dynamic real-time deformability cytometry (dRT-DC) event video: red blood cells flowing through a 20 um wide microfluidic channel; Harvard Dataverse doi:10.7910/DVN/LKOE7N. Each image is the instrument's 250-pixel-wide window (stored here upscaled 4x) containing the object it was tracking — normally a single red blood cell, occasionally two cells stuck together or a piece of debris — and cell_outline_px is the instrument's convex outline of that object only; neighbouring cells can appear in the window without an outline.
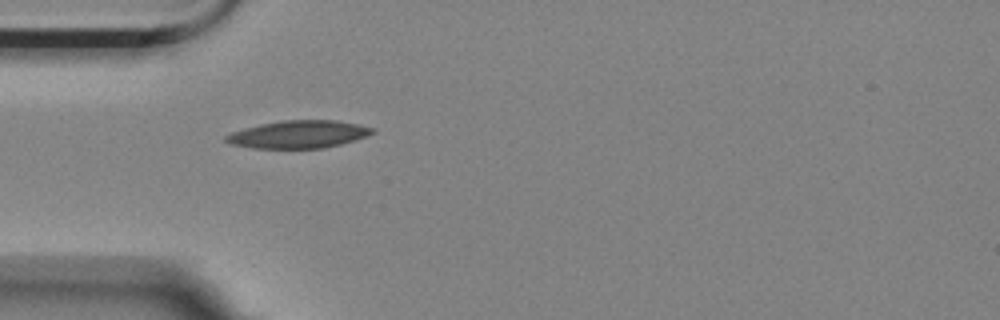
{"species": "Egyptian fruit bat (a non-hibernating species)", "species_latin": "Rousettus aegyptiacus", "temperature_condition": "room temperature", "stored_images_in_passage": 2, "camera_frame_rate_fps": 3000, "um_per_image_px": 0.085, "animal": {"sex": "female"}, "frame": {"image": 1, "passage_image": 1, "time_ms": 0.0, "image_size_px": [1000, 320], "cell_outline_px": [[376, 132], [340, 144], [324, 148], [252, 148], [232, 144], [224, 140], [224, 136], [232, 132], [244, 128], [260, 124], [284, 120], [336, 120], [376, 128]], "centroid_in_image_um": [25.35, 11.41], "position_along_channel_um": 59.6, "area_um2": 23.41}}
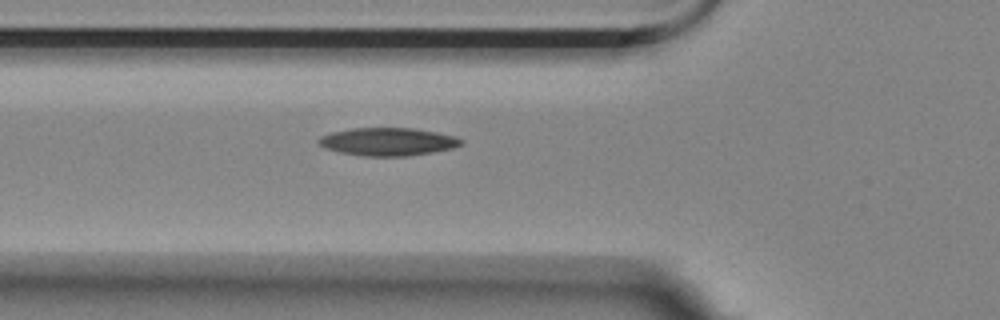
{"frame": {"image": 2, "passage_image": 2, "time_ms": 0.333, "image_size_px": [1000, 320], "cell_outline_px": [[464, 144], [452, 148], [432, 152], [408, 156], [364, 156], [340, 152], [324, 148], [316, 140], [320, 136], [332, 132], [352, 128], [412, 128], [436, 132], [456, 136], [464, 140]], "centroid_in_image_um": [32.98, 12.04], "position_along_channel_um": 92.8, "area_um2": 23.24}}